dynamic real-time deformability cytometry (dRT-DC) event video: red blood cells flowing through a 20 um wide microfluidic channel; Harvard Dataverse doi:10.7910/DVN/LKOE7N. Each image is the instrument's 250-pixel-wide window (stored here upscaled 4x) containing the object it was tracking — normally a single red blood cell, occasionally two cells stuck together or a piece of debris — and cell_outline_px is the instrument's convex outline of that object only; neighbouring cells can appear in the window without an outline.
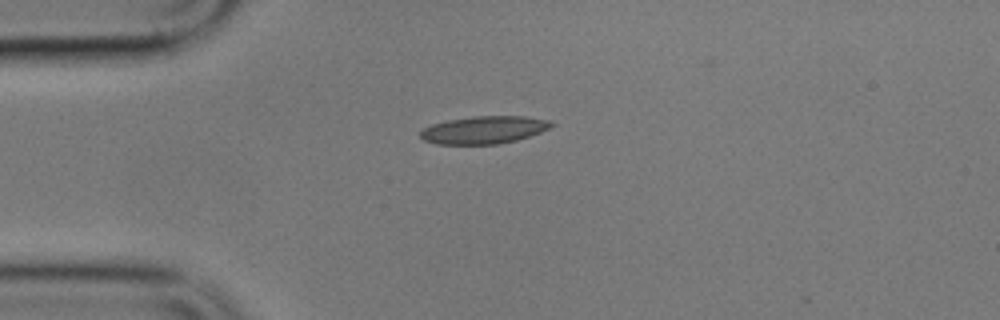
{"species": "common noctule bat (a hibernating species)", "species_latin": "Nyctalus noctula", "temperature_condition": "cold", "stored_images_in_passage": 8, "camera_frame_rate_fps": 3000, "um_per_image_px": 0.085, "animal": {"sex": "male", "body_mass_g": 17.9}, "frame": {"image": 1, "passage_image": 1, "time_ms": 0.0, "image_size_px": [1000, 320], "cell_outline_px": [[556, 124], [540, 132], [516, 140], [496, 144], [436, 144], [424, 140], [420, 136], [420, 132], [424, 128], [432, 124], [448, 120], [476, 116], [524, 116], [548, 120]], "centroid_in_image_um": [41.12, 11.04], "position_along_channel_um": 43.9, "area_um2": 20.87}}
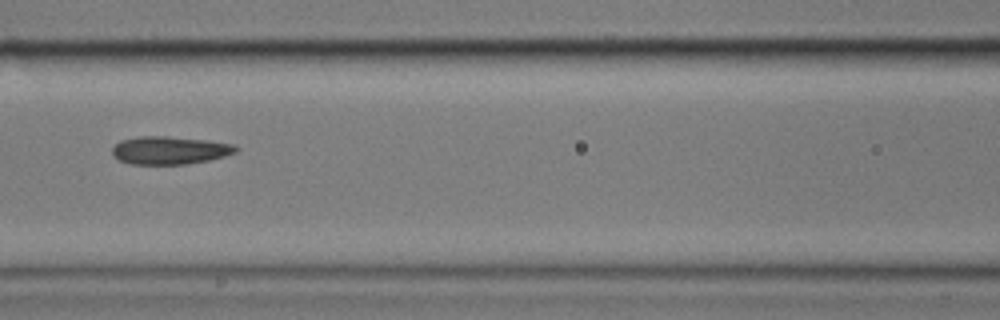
{"frame": {"image": 2, "passage_image": 4, "time_ms": 3.667, "image_size_px": [1000, 320], "cell_outline_px": [[240, 148], [236, 152], [224, 156], [208, 160], [188, 164], [128, 164], [112, 156], [112, 148], [120, 140], [140, 136], [168, 136], [208, 140], [236, 144]], "centroid_in_image_um": [14.44, 12.77], "position_along_channel_um": 152.2, "area_um2": 20.35}}
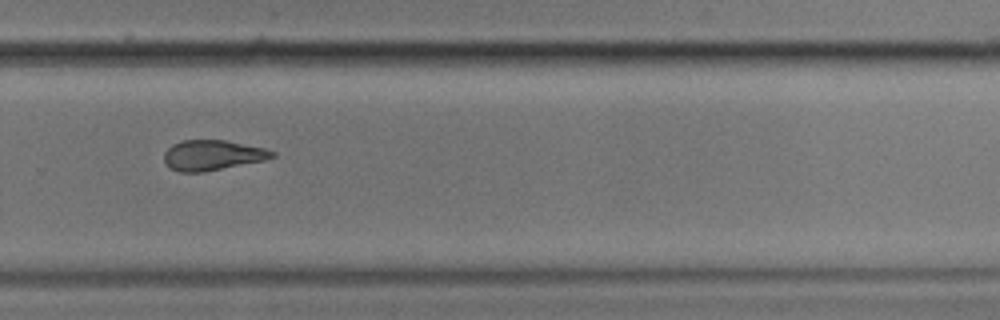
{"frame": {"image": 3, "passage_image": 8, "time_ms": 8.333, "image_size_px": [1000, 320], "cell_outline_px": [[276, 156], [264, 160], [204, 172], [180, 172], [168, 168], [164, 160], [164, 152], [172, 144], [184, 140], [224, 140], [264, 148], [276, 152]], "centroid_in_image_um": [18.03, 13.2], "position_along_channel_um": 311.8, "area_um2": 19.02}}